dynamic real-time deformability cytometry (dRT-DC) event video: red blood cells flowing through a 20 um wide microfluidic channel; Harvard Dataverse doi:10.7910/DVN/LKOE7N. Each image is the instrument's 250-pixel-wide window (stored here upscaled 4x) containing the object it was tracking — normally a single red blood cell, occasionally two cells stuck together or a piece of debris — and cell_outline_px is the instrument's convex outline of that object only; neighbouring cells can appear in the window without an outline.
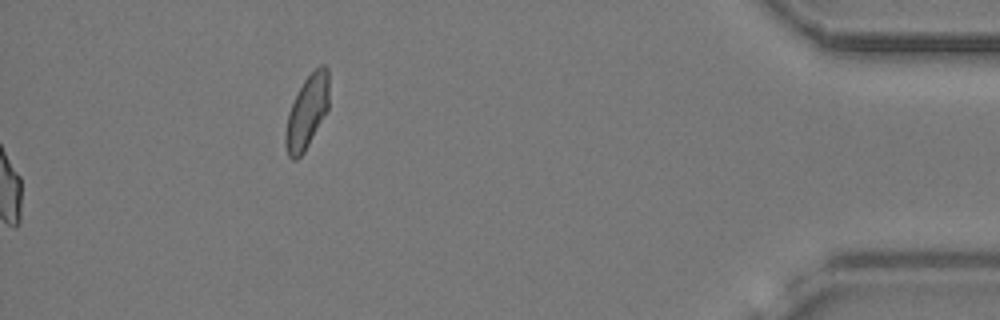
{"species": "common noctule bat (a hibernating species)", "species_latin": "Nyctalus noctula", "temperature_condition": "cold", "stored_images_in_passage": 45, "camera_frame_rate_fps": 3000, "um_per_image_px": 0.085, "animal": {"sex": "female", "body_mass_g": 24.6, "forearm_length_mm": 56.2}, "frame": {"image": 1, "passage_image": 45, "time_ms": 14.667, "image_size_px": [1000, 320], "cell_outline_px": [[328, 108], [304, 152], [296, 160], [292, 160], [288, 156], [284, 144], [284, 132], [288, 112], [304, 80], [320, 64], [324, 64], [328, 68]], "centroid_in_image_um": [26.07, 9.54], "position_along_channel_um": 409.1, "area_um2": 18.38}}